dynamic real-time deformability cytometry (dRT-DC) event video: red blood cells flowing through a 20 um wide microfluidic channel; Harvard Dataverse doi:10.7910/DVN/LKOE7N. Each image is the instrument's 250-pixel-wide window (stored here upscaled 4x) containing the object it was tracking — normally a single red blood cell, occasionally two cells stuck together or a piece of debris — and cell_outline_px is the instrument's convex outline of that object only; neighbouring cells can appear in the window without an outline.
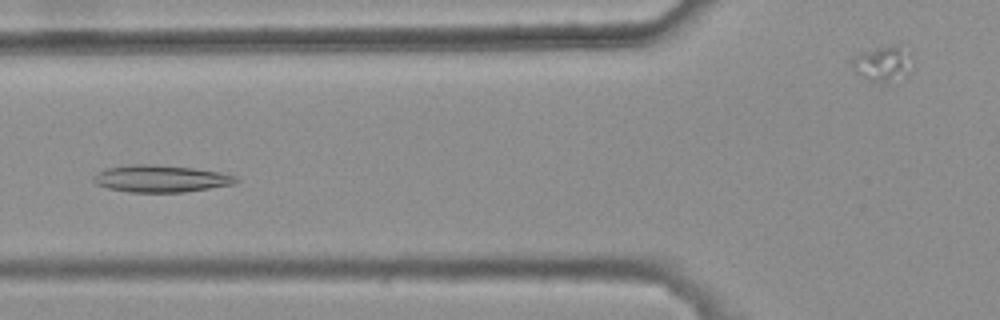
{"species": "common noctule bat (a hibernating species)", "species_latin": "Nyctalus noctula", "temperature_condition": "warm", "stored_images_in_passage": 43, "camera_frame_rate_fps": 3000, "um_per_image_px": 0.085, "animal": {"sex": "female", "body_mass_g": 25.1}, "frame": {"image": 1, "passage_image": 18, "time_ms": 5.667, "image_size_px": [1000, 320], "cell_outline_px": [[240, 180], [236, 184], [184, 192], [128, 192], [108, 188], [96, 184], [92, 180], [92, 176], [104, 168], [132, 164], [152, 164], [192, 168], [220, 172], [236, 176]], "centroid_in_image_um": [13.66, 15.18], "position_along_channel_um": 112.1, "area_um2": 22.6}}
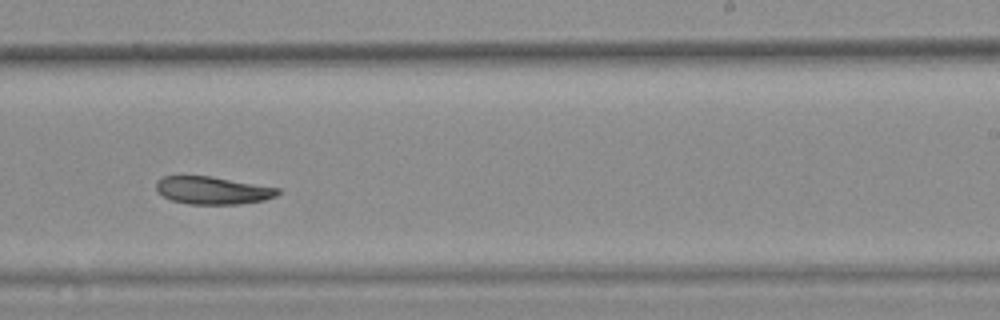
{"frame": {"image": 2, "passage_image": 31, "time_ms": 10.0, "image_size_px": [1000, 320], "cell_outline_px": [[280, 192], [276, 196], [264, 200], [240, 204], [188, 204], [172, 200], [164, 196], [156, 188], [156, 180], [164, 176], [208, 176], [280, 188]], "centroid_in_image_um": [18.08, 16.18], "position_along_channel_um": 270.9, "area_um2": 19.42}}
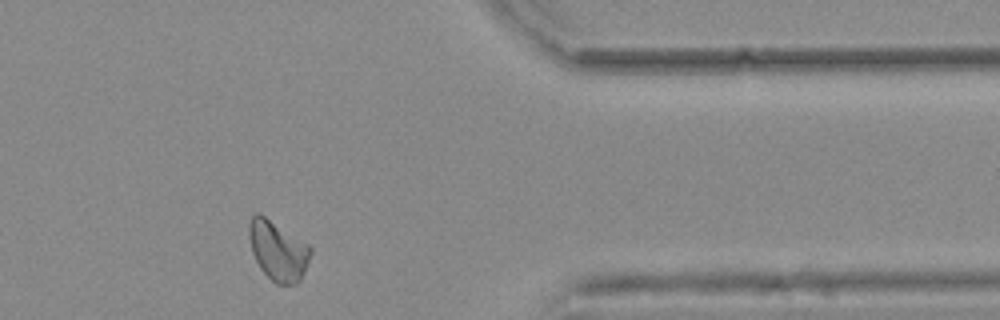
{"frame": {"image": 3, "passage_image": 42, "time_ms": 13.667, "image_size_px": [1000, 320], "cell_outline_px": [[312, 252], [300, 280], [296, 284], [276, 284], [260, 268], [252, 252], [248, 236], [248, 224], [252, 216], [256, 212], [260, 212], [308, 244], [312, 248]], "centroid_in_image_um": [23.6, 21.27], "position_along_channel_um": 387.8, "area_um2": 21.39}}